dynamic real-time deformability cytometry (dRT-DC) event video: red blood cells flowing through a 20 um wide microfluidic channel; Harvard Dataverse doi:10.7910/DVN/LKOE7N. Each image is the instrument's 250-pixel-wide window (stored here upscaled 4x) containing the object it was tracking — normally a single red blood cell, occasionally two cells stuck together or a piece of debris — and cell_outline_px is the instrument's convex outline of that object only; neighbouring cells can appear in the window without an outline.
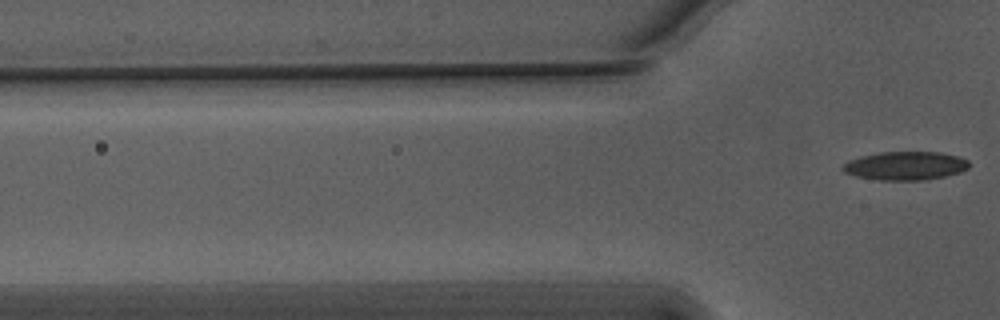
{"species": "Egyptian fruit bat (a non-hibernating species)", "species_latin": "Rousettus aegyptiacus", "temperature_condition": "warm", "stored_images_in_passage": 9, "camera_frame_rate_fps": 3000, "um_per_image_px": 0.085, "animal": {"sex": "male"}, "frame": {"image": 1, "passage_image": 9, "time_ms": 2.667, "image_size_px": [1000, 320], "cell_outline_px": [[972, 164], [968, 168], [960, 172], [944, 176], [924, 180], [880, 180], [856, 176], [844, 172], [840, 168], [848, 160], [860, 156], [880, 152], [940, 152], [960, 156], [968, 160]], "centroid_in_image_um": [76.97, 14.08], "position_along_channel_um": 48.8, "area_um2": 21.15}}